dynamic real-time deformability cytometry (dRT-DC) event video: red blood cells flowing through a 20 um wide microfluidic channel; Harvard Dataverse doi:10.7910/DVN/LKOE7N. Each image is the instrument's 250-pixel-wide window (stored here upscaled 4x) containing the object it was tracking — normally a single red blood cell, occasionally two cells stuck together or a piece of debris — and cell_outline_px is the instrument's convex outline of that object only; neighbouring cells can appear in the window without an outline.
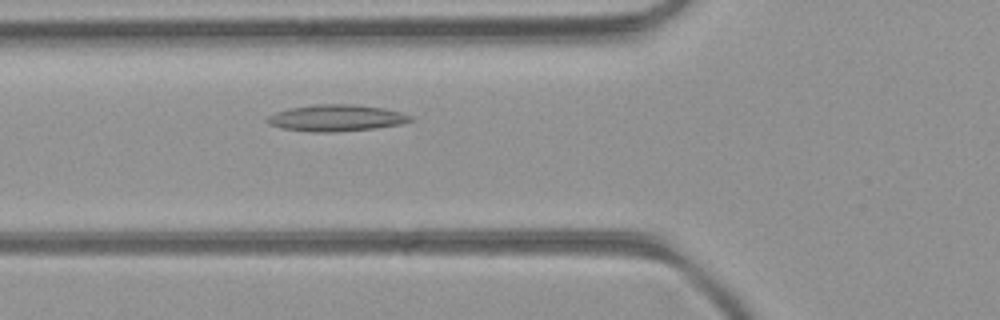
{"species": "common noctule bat (a hibernating species)", "species_latin": "Nyctalus noctula", "temperature_condition": "room temperature", "stored_images_in_passage": 43, "camera_frame_rate_fps": 3000, "um_per_image_px": 0.085, "animal": {"sex": "female", "body_mass_g": 21.9}, "frame": {"image": 1, "passage_image": 12, "time_ms": 3.667, "image_size_px": [1000, 320], "cell_outline_px": [[412, 120], [400, 124], [376, 128], [332, 132], [312, 132], [284, 128], [272, 124], [264, 120], [268, 116], [276, 112], [288, 108], [316, 104], [352, 104], [384, 108], [400, 112], [412, 116]], "centroid_in_image_um": [28.58, 10.02], "position_along_channel_um": 97.2, "area_um2": 21.96}}
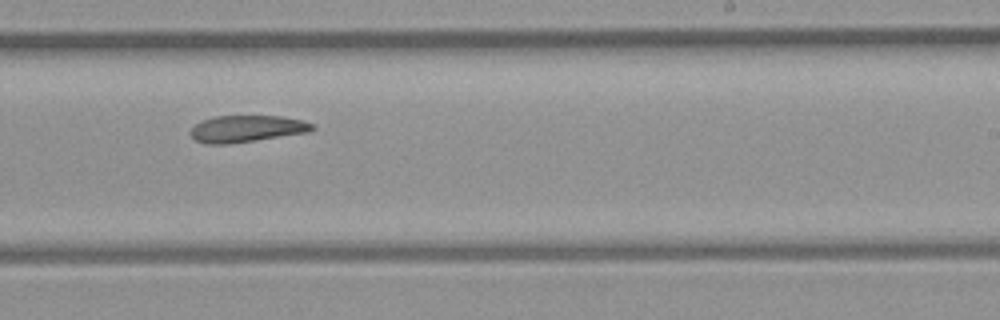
{"frame": {"image": 2, "passage_image": 24, "time_ms": 7.667, "image_size_px": [1000, 320], "cell_outline_px": [[316, 128], [308, 132], [256, 140], [228, 144], [204, 144], [196, 140], [188, 132], [200, 120], [212, 116], [284, 116], [304, 120], [312, 124]], "centroid_in_image_um": [20.95, 10.93], "position_along_channel_um": 268.1, "area_um2": 19.13}}
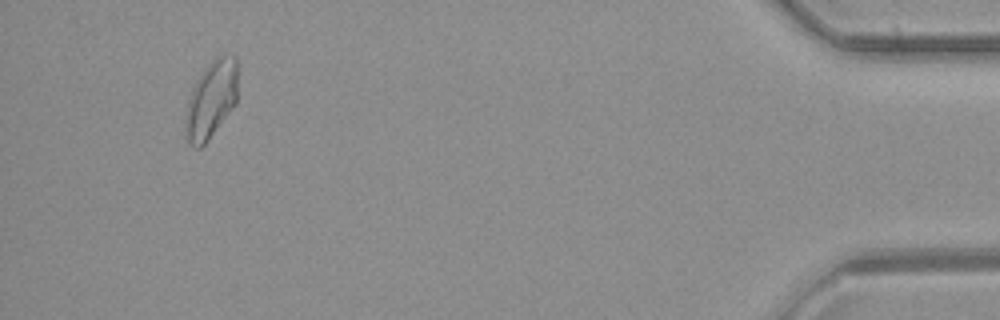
{"frame": {"image": 3, "passage_image": 40, "time_ms": 13.0, "image_size_px": [1000, 320], "cell_outline_px": [[236, 104], [208, 140], [200, 148], [196, 148], [188, 140], [184, 120], [188, 100], [192, 88], [196, 80], [208, 64], [216, 56], [224, 52], [236, 56]], "centroid_in_image_um": [17.95, 8.42], "position_along_channel_um": 417.3, "area_um2": 23.52}}